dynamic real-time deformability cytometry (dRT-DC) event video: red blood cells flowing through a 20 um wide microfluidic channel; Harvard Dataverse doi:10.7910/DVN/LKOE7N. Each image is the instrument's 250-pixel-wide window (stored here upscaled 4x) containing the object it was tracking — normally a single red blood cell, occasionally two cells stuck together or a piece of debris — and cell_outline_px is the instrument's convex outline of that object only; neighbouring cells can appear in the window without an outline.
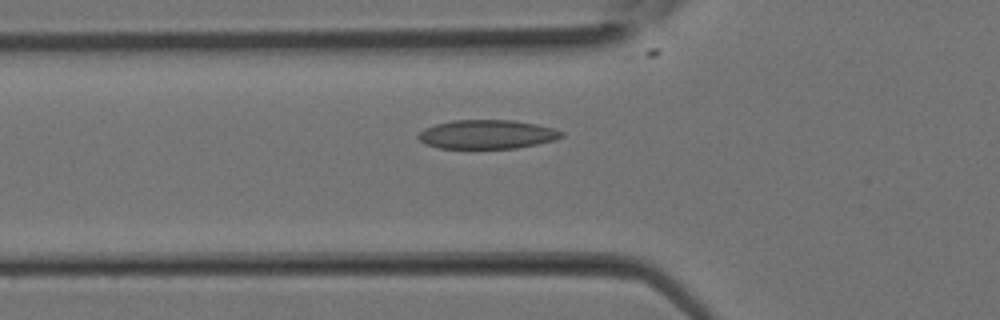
{"species": "Egyptian fruit bat (a non-hibernating species)", "species_latin": "Rousettus aegyptiacus", "temperature_condition": "room temperature", "stored_images_in_passage": 12, "camera_frame_rate_fps": 3000, "um_per_image_px": 0.085, "animal": {"sex": "female"}, "frame": {"image": 1, "passage_image": 2, "time_ms": 0.333, "image_size_px": [1000, 320], "cell_outline_px": [[564, 136], [556, 140], [516, 148], [440, 148], [424, 144], [416, 136], [424, 128], [436, 124], [452, 120], [512, 120], [536, 124], [552, 128], [564, 132]], "centroid_in_image_um": [41.39, 11.42], "position_along_channel_um": 84.4, "area_um2": 24.16}}
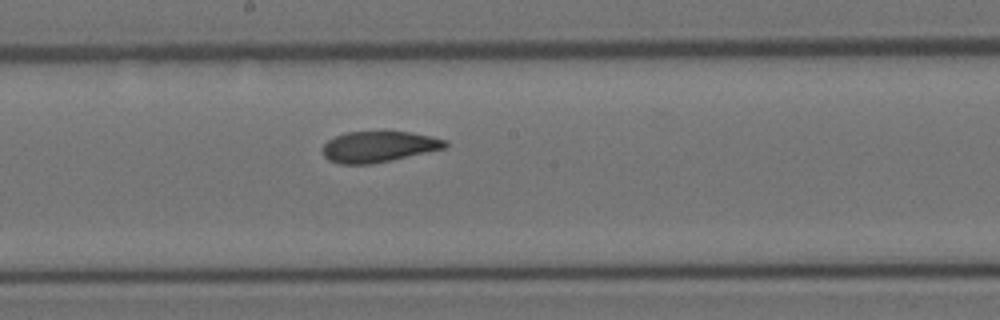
{"frame": {"image": 2, "passage_image": 8, "time_ms": 2.333, "image_size_px": [1000, 320], "cell_outline_px": [[448, 144], [444, 148], [372, 164], [340, 164], [328, 160], [324, 156], [320, 148], [328, 140], [336, 136], [348, 132], [408, 132], [448, 140]], "centroid_in_image_um": [32.13, 12.48], "position_along_channel_um": 216.1, "area_um2": 21.85}}
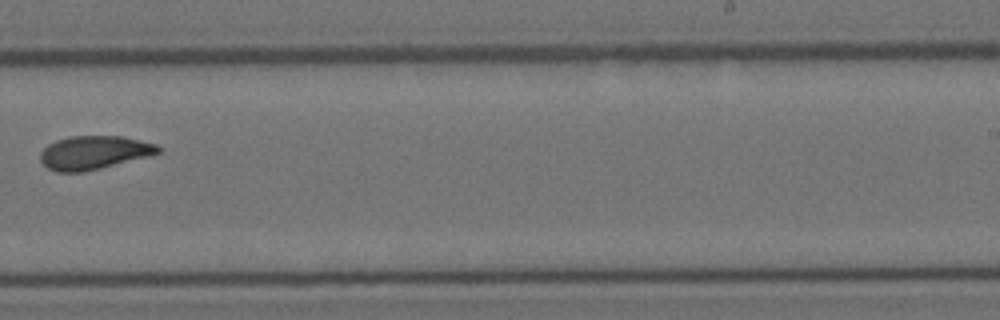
{"frame": {"image": 3, "passage_image": 11, "time_ms": 3.333, "image_size_px": [1000, 320], "cell_outline_px": [[160, 152], [148, 156], [100, 168], [80, 172], [56, 172], [48, 168], [40, 160], [40, 152], [48, 144], [56, 140], [68, 136], [124, 136], [156, 144], [160, 148]], "centroid_in_image_um": [7.96, 12.96], "position_along_channel_um": 281.0, "area_um2": 22.89}}